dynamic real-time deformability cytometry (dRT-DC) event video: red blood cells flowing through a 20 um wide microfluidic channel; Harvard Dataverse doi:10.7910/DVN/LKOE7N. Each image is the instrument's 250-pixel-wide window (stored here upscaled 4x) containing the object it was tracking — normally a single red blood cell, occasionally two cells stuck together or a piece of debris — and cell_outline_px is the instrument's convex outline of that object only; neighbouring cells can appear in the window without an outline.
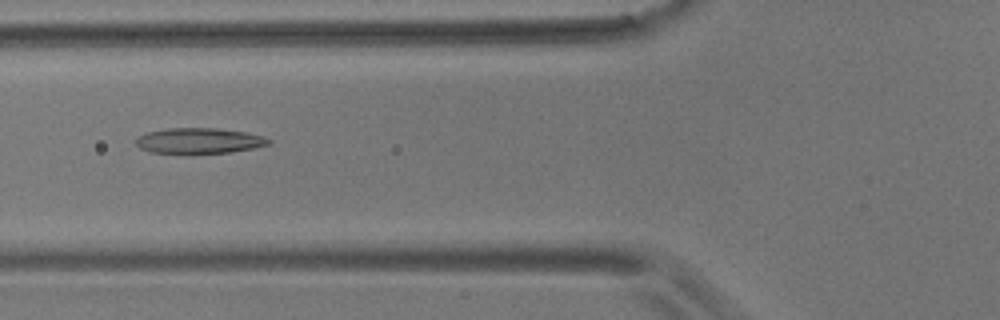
{"species": "common noctule bat (a hibernating species)", "species_latin": "Nyctalus noctula", "temperature_condition": "room temperature", "stored_images_in_passage": 5, "camera_frame_rate_fps": 3000, "um_per_image_px": 0.085, "animal": {"sex": "male", "body_mass_g": 17.9}, "frame": {"image": 1, "passage_image": 5, "time_ms": 4.667, "image_size_px": [1000, 320], "cell_outline_px": [[272, 144], [252, 148], [228, 152], [152, 152], [140, 148], [136, 144], [136, 140], [140, 136], [148, 132], [168, 128], [216, 128], [244, 132], [260, 136], [272, 140]], "centroid_in_image_um": [16.94, 11.94], "position_along_channel_um": 108.9, "area_um2": 19.13}}